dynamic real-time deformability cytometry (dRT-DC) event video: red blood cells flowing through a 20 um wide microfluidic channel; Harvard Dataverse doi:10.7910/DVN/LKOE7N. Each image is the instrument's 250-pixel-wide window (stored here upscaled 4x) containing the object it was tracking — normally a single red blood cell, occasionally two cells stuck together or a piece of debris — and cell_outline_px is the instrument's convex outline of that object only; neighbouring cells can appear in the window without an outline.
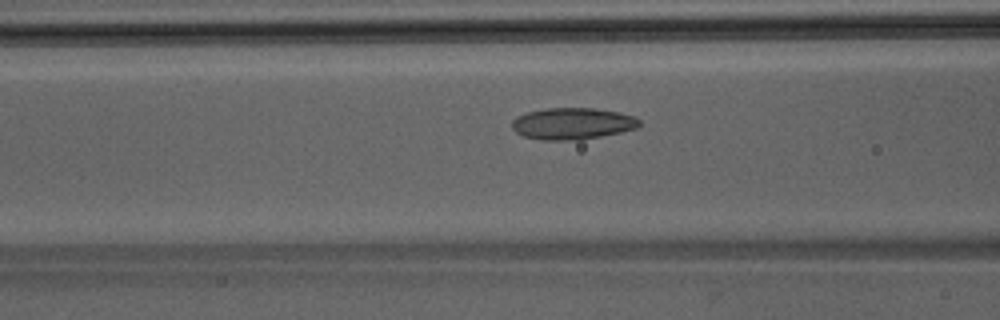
{"species": "Egyptian fruit bat (a non-hibernating species)", "species_latin": "Rousettus aegyptiacus", "temperature_condition": "room temperature", "stored_images_in_passage": 39, "camera_frame_rate_fps": 3000, "um_per_image_px": 0.085, "animal": {"sex": "male"}, "frame": {"image": 1, "passage_image": 11, "time_ms": 3.333, "image_size_px": [1000, 320], "cell_outline_px": [[640, 124], [636, 128], [620, 132], [580, 140], [540, 140], [524, 136], [516, 132], [512, 128], [512, 120], [516, 116], [528, 112], [544, 108], [596, 108], [620, 112], [632, 116], [640, 120]], "centroid_in_image_um": [48.63, 10.5], "position_along_channel_um": 118.0, "area_um2": 23.52}}
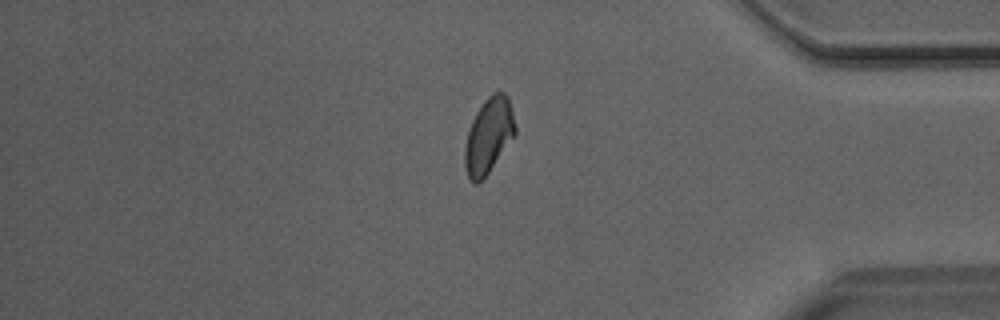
{"frame": {"image": 2, "passage_image": 32, "time_ms": 10.333, "image_size_px": [1000, 320], "cell_outline_px": [[516, 132], [488, 172], [476, 184], [472, 184], [468, 180], [464, 164], [464, 148], [468, 132], [472, 120], [476, 112], [484, 100], [492, 92], [504, 92], [508, 96], [516, 128]], "centroid_in_image_um": [41.5, 11.52], "position_along_channel_um": 393.7, "area_um2": 21.85}}
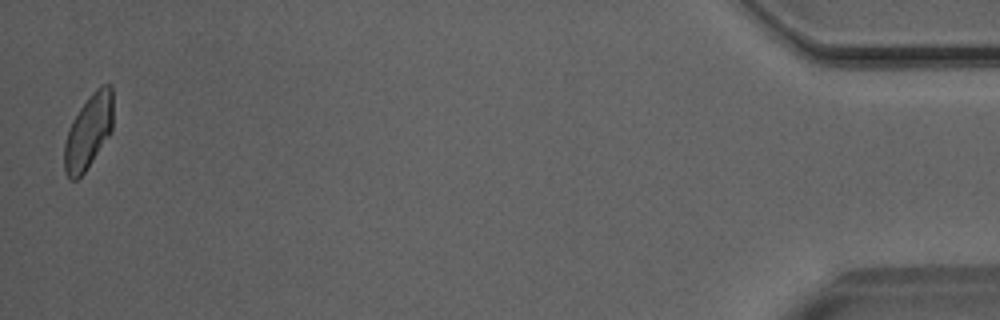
{"frame": {"image": 3, "passage_image": 39, "time_ms": 12.667, "image_size_px": [1000, 320], "cell_outline_px": [[112, 132], [84, 172], [76, 180], [72, 180], [64, 172], [64, 144], [68, 128], [72, 120], [80, 108], [92, 92], [100, 84], [112, 84]], "centroid_in_image_um": [7.52, 11.17], "position_along_channel_um": 427.7, "area_um2": 21.15}}